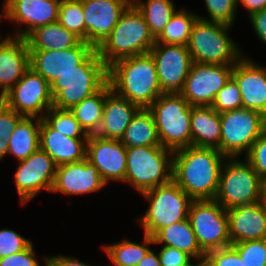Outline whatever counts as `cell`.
Here are the masks:
<instances>
[{
  "mask_svg": "<svg viewBox=\"0 0 266 266\" xmlns=\"http://www.w3.org/2000/svg\"><path fill=\"white\" fill-rule=\"evenodd\" d=\"M57 165L40 147L27 159L18 161L14 183L21 205L34 199L42 190L51 193Z\"/></svg>",
  "mask_w": 266,
  "mask_h": 266,
  "instance_id": "4fadbf2b",
  "label": "cell"
},
{
  "mask_svg": "<svg viewBox=\"0 0 266 266\" xmlns=\"http://www.w3.org/2000/svg\"><path fill=\"white\" fill-rule=\"evenodd\" d=\"M135 7L144 15L150 32L157 38L178 10L173 0H132Z\"/></svg>",
  "mask_w": 266,
  "mask_h": 266,
  "instance_id": "d6a6232c",
  "label": "cell"
},
{
  "mask_svg": "<svg viewBox=\"0 0 266 266\" xmlns=\"http://www.w3.org/2000/svg\"><path fill=\"white\" fill-rule=\"evenodd\" d=\"M212 108L219 114L235 109L243 108L240 89L236 81L231 77L226 85L217 93Z\"/></svg>",
  "mask_w": 266,
  "mask_h": 266,
  "instance_id": "f35d334b",
  "label": "cell"
},
{
  "mask_svg": "<svg viewBox=\"0 0 266 266\" xmlns=\"http://www.w3.org/2000/svg\"><path fill=\"white\" fill-rule=\"evenodd\" d=\"M243 55L232 69V78L241 92L243 108L261 112L266 117V66Z\"/></svg>",
  "mask_w": 266,
  "mask_h": 266,
  "instance_id": "44dd1931",
  "label": "cell"
},
{
  "mask_svg": "<svg viewBox=\"0 0 266 266\" xmlns=\"http://www.w3.org/2000/svg\"><path fill=\"white\" fill-rule=\"evenodd\" d=\"M85 41L97 48L117 25L132 0H81Z\"/></svg>",
  "mask_w": 266,
  "mask_h": 266,
  "instance_id": "ac0fdd59",
  "label": "cell"
},
{
  "mask_svg": "<svg viewBox=\"0 0 266 266\" xmlns=\"http://www.w3.org/2000/svg\"><path fill=\"white\" fill-rule=\"evenodd\" d=\"M25 39L29 50H66L82 41L58 22L35 28Z\"/></svg>",
  "mask_w": 266,
  "mask_h": 266,
  "instance_id": "4316f807",
  "label": "cell"
},
{
  "mask_svg": "<svg viewBox=\"0 0 266 266\" xmlns=\"http://www.w3.org/2000/svg\"><path fill=\"white\" fill-rule=\"evenodd\" d=\"M142 242H132L127 238L113 244H102V250L113 264L108 266H137L151 249L149 246L154 244V239L144 233Z\"/></svg>",
  "mask_w": 266,
  "mask_h": 266,
  "instance_id": "4dcf8cb0",
  "label": "cell"
},
{
  "mask_svg": "<svg viewBox=\"0 0 266 266\" xmlns=\"http://www.w3.org/2000/svg\"><path fill=\"white\" fill-rule=\"evenodd\" d=\"M141 195L149 206L137 220L144 233L152 237L161 228L187 219L193 201L173 180Z\"/></svg>",
  "mask_w": 266,
  "mask_h": 266,
  "instance_id": "9c48e42d",
  "label": "cell"
},
{
  "mask_svg": "<svg viewBox=\"0 0 266 266\" xmlns=\"http://www.w3.org/2000/svg\"><path fill=\"white\" fill-rule=\"evenodd\" d=\"M194 261H196V263L191 261L186 266H207L205 258L194 259Z\"/></svg>",
  "mask_w": 266,
  "mask_h": 266,
  "instance_id": "816d5d0a",
  "label": "cell"
},
{
  "mask_svg": "<svg viewBox=\"0 0 266 266\" xmlns=\"http://www.w3.org/2000/svg\"><path fill=\"white\" fill-rule=\"evenodd\" d=\"M205 260L207 266H245L232 246L206 253Z\"/></svg>",
  "mask_w": 266,
  "mask_h": 266,
  "instance_id": "b9f144b4",
  "label": "cell"
},
{
  "mask_svg": "<svg viewBox=\"0 0 266 266\" xmlns=\"http://www.w3.org/2000/svg\"><path fill=\"white\" fill-rule=\"evenodd\" d=\"M57 22L85 41V20L81 0H62Z\"/></svg>",
  "mask_w": 266,
  "mask_h": 266,
  "instance_id": "d590c367",
  "label": "cell"
},
{
  "mask_svg": "<svg viewBox=\"0 0 266 266\" xmlns=\"http://www.w3.org/2000/svg\"><path fill=\"white\" fill-rule=\"evenodd\" d=\"M8 146H9V141L8 140H0V162L1 160L6 158V155L8 153Z\"/></svg>",
  "mask_w": 266,
  "mask_h": 266,
  "instance_id": "f907efd6",
  "label": "cell"
},
{
  "mask_svg": "<svg viewBox=\"0 0 266 266\" xmlns=\"http://www.w3.org/2000/svg\"><path fill=\"white\" fill-rule=\"evenodd\" d=\"M220 152L227 158L246 155L266 130V117L259 111L240 108L220 113Z\"/></svg>",
  "mask_w": 266,
  "mask_h": 266,
  "instance_id": "30bf717a",
  "label": "cell"
},
{
  "mask_svg": "<svg viewBox=\"0 0 266 266\" xmlns=\"http://www.w3.org/2000/svg\"><path fill=\"white\" fill-rule=\"evenodd\" d=\"M11 1H13V0H3V4H2V11H3V9L11 2Z\"/></svg>",
  "mask_w": 266,
  "mask_h": 266,
  "instance_id": "db71d44e",
  "label": "cell"
},
{
  "mask_svg": "<svg viewBox=\"0 0 266 266\" xmlns=\"http://www.w3.org/2000/svg\"><path fill=\"white\" fill-rule=\"evenodd\" d=\"M30 68V52L27 41L9 35L0 38V98L24 76Z\"/></svg>",
  "mask_w": 266,
  "mask_h": 266,
  "instance_id": "7402d4cb",
  "label": "cell"
},
{
  "mask_svg": "<svg viewBox=\"0 0 266 266\" xmlns=\"http://www.w3.org/2000/svg\"><path fill=\"white\" fill-rule=\"evenodd\" d=\"M120 141L126 148L161 146L154 117L148 108L137 111Z\"/></svg>",
  "mask_w": 266,
  "mask_h": 266,
  "instance_id": "f546056e",
  "label": "cell"
},
{
  "mask_svg": "<svg viewBox=\"0 0 266 266\" xmlns=\"http://www.w3.org/2000/svg\"><path fill=\"white\" fill-rule=\"evenodd\" d=\"M239 4L246 10L247 16L266 8V0H239Z\"/></svg>",
  "mask_w": 266,
  "mask_h": 266,
  "instance_id": "c3c4849f",
  "label": "cell"
},
{
  "mask_svg": "<svg viewBox=\"0 0 266 266\" xmlns=\"http://www.w3.org/2000/svg\"><path fill=\"white\" fill-rule=\"evenodd\" d=\"M106 99V84L93 95L73 106L70 111L88 135H95L101 125Z\"/></svg>",
  "mask_w": 266,
  "mask_h": 266,
  "instance_id": "1f68e13d",
  "label": "cell"
},
{
  "mask_svg": "<svg viewBox=\"0 0 266 266\" xmlns=\"http://www.w3.org/2000/svg\"><path fill=\"white\" fill-rule=\"evenodd\" d=\"M197 18V13H191L189 10L187 11V8L180 7L169 20L161 34L156 38V43L187 46L192 26Z\"/></svg>",
  "mask_w": 266,
  "mask_h": 266,
  "instance_id": "836d02e7",
  "label": "cell"
},
{
  "mask_svg": "<svg viewBox=\"0 0 266 266\" xmlns=\"http://www.w3.org/2000/svg\"><path fill=\"white\" fill-rule=\"evenodd\" d=\"M233 65L193 62L180 94L191 106H212L217 93L232 77Z\"/></svg>",
  "mask_w": 266,
  "mask_h": 266,
  "instance_id": "5bb4252c",
  "label": "cell"
},
{
  "mask_svg": "<svg viewBox=\"0 0 266 266\" xmlns=\"http://www.w3.org/2000/svg\"><path fill=\"white\" fill-rule=\"evenodd\" d=\"M258 39L266 46V8L248 16Z\"/></svg>",
  "mask_w": 266,
  "mask_h": 266,
  "instance_id": "bcb514c9",
  "label": "cell"
},
{
  "mask_svg": "<svg viewBox=\"0 0 266 266\" xmlns=\"http://www.w3.org/2000/svg\"><path fill=\"white\" fill-rule=\"evenodd\" d=\"M23 118V115L9 108L0 98V140H9L10 135Z\"/></svg>",
  "mask_w": 266,
  "mask_h": 266,
  "instance_id": "7bdbcfd3",
  "label": "cell"
},
{
  "mask_svg": "<svg viewBox=\"0 0 266 266\" xmlns=\"http://www.w3.org/2000/svg\"><path fill=\"white\" fill-rule=\"evenodd\" d=\"M226 159L216 148L188 146L175 150L172 180L192 200H212Z\"/></svg>",
  "mask_w": 266,
  "mask_h": 266,
  "instance_id": "6da1fadb",
  "label": "cell"
},
{
  "mask_svg": "<svg viewBox=\"0 0 266 266\" xmlns=\"http://www.w3.org/2000/svg\"><path fill=\"white\" fill-rule=\"evenodd\" d=\"M111 89L140 108H149L163 94L152 56L147 54L116 60L108 66Z\"/></svg>",
  "mask_w": 266,
  "mask_h": 266,
  "instance_id": "7a4b0ae2",
  "label": "cell"
},
{
  "mask_svg": "<svg viewBox=\"0 0 266 266\" xmlns=\"http://www.w3.org/2000/svg\"><path fill=\"white\" fill-rule=\"evenodd\" d=\"M52 129L71 138H88L73 113L68 109L51 107L42 118Z\"/></svg>",
  "mask_w": 266,
  "mask_h": 266,
  "instance_id": "e575fe53",
  "label": "cell"
},
{
  "mask_svg": "<svg viewBox=\"0 0 266 266\" xmlns=\"http://www.w3.org/2000/svg\"><path fill=\"white\" fill-rule=\"evenodd\" d=\"M41 118L24 117L10 135L8 154L16 161L27 159L40 147Z\"/></svg>",
  "mask_w": 266,
  "mask_h": 266,
  "instance_id": "f1b7e54d",
  "label": "cell"
},
{
  "mask_svg": "<svg viewBox=\"0 0 266 266\" xmlns=\"http://www.w3.org/2000/svg\"><path fill=\"white\" fill-rule=\"evenodd\" d=\"M127 148L120 140L104 139L89 135L86 158L99 171L102 180L109 185L111 181L125 183Z\"/></svg>",
  "mask_w": 266,
  "mask_h": 266,
  "instance_id": "d6986e66",
  "label": "cell"
},
{
  "mask_svg": "<svg viewBox=\"0 0 266 266\" xmlns=\"http://www.w3.org/2000/svg\"><path fill=\"white\" fill-rule=\"evenodd\" d=\"M152 56L163 93H180L193 63L185 45L155 43Z\"/></svg>",
  "mask_w": 266,
  "mask_h": 266,
  "instance_id": "9a60e30c",
  "label": "cell"
},
{
  "mask_svg": "<svg viewBox=\"0 0 266 266\" xmlns=\"http://www.w3.org/2000/svg\"><path fill=\"white\" fill-rule=\"evenodd\" d=\"M155 43L144 15L132 3L96 50L109 66L121 58L147 54Z\"/></svg>",
  "mask_w": 266,
  "mask_h": 266,
  "instance_id": "3957f363",
  "label": "cell"
},
{
  "mask_svg": "<svg viewBox=\"0 0 266 266\" xmlns=\"http://www.w3.org/2000/svg\"><path fill=\"white\" fill-rule=\"evenodd\" d=\"M4 19V12L0 13V23L3 22L2 20ZM3 37L1 34H0V38Z\"/></svg>",
  "mask_w": 266,
  "mask_h": 266,
  "instance_id": "11a10c76",
  "label": "cell"
},
{
  "mask_svg": "<svg viewBox=\"0 0 266 266\" xmlns=\"http://www.w3.org/2000/svg\"><path fill=\"white\" fill-rule=\"evenodd\" d=\"M108 82V66L95 50L77 69L61 74L51 84L53 107L70 110Z\"/></svg>",
  "mask_w": 266,
  "mask_h": 266,
  "instance_id": "277c9868",
  "label": "cell"
},
{
  "mask_svg": "<svg viewBox=\"0 0 266 266\" xmlns=\"http://www.w3.org/2000/svg\"><path fill=\"white\" fill-rule=\"evenodd\" d=\"M191 107L180 93H163L148 108L161 146L172 151L192 146Z\"/></svg>",
  "mask_w": 266,
  "mask_h": 266,
  "instance_id": "52a82bcc",
  "label": "cell"
},
{
  "mask_svg": "<svg viewBox=\"0 0 266 266\" xmlns=\"http://www.w3.org/2000/svg\"><path fill=\"white\" fill-rule=\"evenodd\" d=\"M139 109L137 104L117 95L107 82L102 122L95 135L104 139L120 140Z\"/></svg>",
  "mask_w": 266,
  "mask_h": 266,
  "instance_id": "cb8c5ba5",
  "label": "cell"
},
{
  "mask_svg": "<svg viewBox=\"0 0 266 266\" xmlns=\"http://www.w3.org/2000/svg\"><path fill=\"white\" fill-rule=\"evenodd\" d=\"M231 246L239 253L245 266L266 265V239L243 241Z\"/></svg>",
  "mask_w": 266,
  "mask_h": 266,
  "instance_id": "74e56055",
  "label": "cell"
},
{
  "mask_svg": "<svg viewBox=\"0 0 266 266\" xmlns=\"http://www.w3.org/2000/svg\"><path fill=\"white\" fill-rule=\"evenodd\" d=\"M192 146L216 148L220 151V114L212 106L191 107Z\"/></svg>",
  "mask_w": 266,
  "mask_h": 266,
  "instance_id": "484cf974",
  "label": "cell"
},
{
  "mask_svg": "<svg viewBox=\"0 0 266 266\" xmlns=\"http://www.w3.org/2000/svg\"><path fill=\"white\" fill-rule=\"evenodd\" d=\"M37 257L32 242L25 250L1 258L0 266H40Z\"/></svg>",
  "mask_w": 266,
  "mask_h": 266,
  "instance_id": "ee69618b",
  "label": "cell"
},
{
  "mask_svg": "<svg viewBox=\"0 0 266 266\" xmlns=\"http://www.w3.org/2000/svg\"><path fill=\"white\" fill-rule=\"evenodd\" d=\"M95 50L86 41L66 50H29L30 68L51 84L61 74L77 69Z\"/></svg>",
  "mask_w": 266,
  "mask_h": 266,
  "instance_id": "e0dca14e",
  "label": "cell"
},
{
  "mask_svg": "<svg viewBox=\"0 0 266 266\" xmlns=\"http://www.w3.org/2000/svg\"><path fill=\"white\" fill-rule=\"evenodd\" d=\"M62 0H13L4 9V20L15 24L11 36L25 38L35 28L58 21ZM23 25L24 28H23Z\"/></svg>",
  "mask_w": 266,
  "mask_h": 266,
  "instance_id": "2e32d148",
  "label": "cell"
},
{
  "mask_svg": "<svg viewBox=\"0 0 266 266\" xmlns=\"http://www.w3.org/2000/svg\"><path fill=\"white\" fill-rule=\"evenodd\" d=\"M232 26L197 18L187 48L193 62L234 65L244 52L229 35Z\"/></svg>",
  "mask_w": 266,
  "mask_h": 266,
  "instance_id": "5b68a950",
  "label": "cell"
},
{
  "mask_svg": "<svg viewBox=\"0 0 266 266\" xmlns=\"http://www.w3.org/2000/svg\"><path fill=\"white\" fill-rule=\"evenodd\" d=\"M153 239V245L163 244L164 246L177 248L189 254L193 260L205 258V253L197 242L196 235L188 218L161 228L153 236Z\"/></svg>",
  "mask_w": 266,
  "mask_h": 266,
  "instance_id": "83f0119b",
  "label": "cell"
},
{
  "mask_svg": "<svg viewBox=\"0 0 266 266\" xmlns=\"http://www.w3.org/2000/svg\"><path fill=\"white\" fill-rule=\"evenodd\" d=\"M98 169L87 158L78 162L57 166L51 193L65 195H86L104 189Z\"/></svg>",
  "mask_w": 266,
  "mask_h": 266,
  "instance_id": "ffe728a7",
  "label": "cell"
},
{
  "mask_svg": "<svg viewBox=\"0 0 266 266\" xmlns=\"http://www.w3.org/2000/svg\"><path fill=\"white\" fill-rule=\"evenodd\" d=\"M262 201L266 204V180L263 181V199Z\"/></svg>",
  "mask_w": 266,
  "mask_h": 266,
  "instance_id": "f5cc1de1",
  "label": "cell"
},
{
  "mask_svg": "<svg viewBox=\"0 0 266 266\" xmlns=\"http://www.w3.org/2000/svg\"><path fill=\"white\" fill-rule=\"evenodd\" d=\"M5 104L24 117L43 118L53 107L50 83L29 68L24 76L2 97Z\"/></svg>",
  "mask_w": 266,
  "mask_h": 266,
  "instance_id": "7c38bea8",
  "label": "cell"
},
{
  "mask_svg": "<svg viewBox=\"0 0 266 266\" xmlns=\"http://www.w3.org/2000/svg\"><path fill=\"white\" fill-rule=\"evenodd\" d=\"M231 244L266 239V204L236 206L227 210Z\"/></svg>",
  "mask_w": 266,
  "mask_h": 266,
  "instance_id": "603a6c76",
  "label": "cell"
},
{
  "mask_svg": "<svg viewBox=\"0 0 266 266\" xmlns=\"http://www.w3.org/2000/svg\"><path fill=\"white\" fill-rule=\"evenodd\" d=\"M244 157L259 177L263 181L266 180V130L257 138Z\"/></svg>",
  "mask_w": 266,
  "mask_h": 266,
  "instance_id": "60d3db41",
  "label": "cell"
},
{
  "mask_svg": "<svg viewBox=\"0 0 266 266\" xmlns=\"http://www.w3.org/2000/svg\"><path fill=\"white\" fill-rule=\"evenodd\" d=\"M88 138H71L52 129L43 119L40 125V148L57 166L86 158Z\"/></svg>",
  "mask_w": 266,
  "mask_h": 266,
  "instance_id": "d4e9b609",
  "label": "cell"
},
{
  "mask_svg": "<svg viewBox=\"0 0 266 266\" xmlns=\"http://www.w3.org/2000/svg\"><path fill=\"white\" fill-rule=\"evenodd\" d=\"M263 180L252 166L239 157L227 158L221 168L216 200L226 210L261 202Z\"/></svg>",
  "mask_w": 266,
  "mask_h": 266,
  "instance_id": "ba28073f",
  "label": "cell"
},
{
  "mask_svg": "<svg viewBox=\"0 0 266 266\" xmlns=\"http://www.w3.org/2000/svg\"><path fill=\"white\" fill-rule=\"evenodd\" d=\"M125 183L140 195L172 181L173 151L163 146L127 148Z\"/></svg>",
  "mask_w": 266,
  "mask_h": 266,
  "instance_id": "8992f818",
  "label": "cell"
},
{
  "mask_svg": "<svg viewBox=\"0 0 266 266\" xmlns=\"http://www.w3.org/2000/svg\"><path fill=\"white\" fill-rule=\"evenodd\" d=\"M188 219L205 254L231 246L227 210L216 200H193Z\"/></svg>",
  "mask_w": 266,
  "mask_h": 266,
  "instance_id": "8fae6325",
  "label": "cell"
},
{
  "mask_svg": "<svg viewBox=\"0 0 266 266\" xmlns=\"http://www.w3.org/2000/svg\"><path fill=\"white\" fill-rule=\"evenodd\" d=\"M43 261L44 266H94L92 264L80 261L76 257L65 256L62 254L54 256H44Z\"/></svg>",
  "mask_w": 266,
  "mask_h": 266,
  "instance_id": "7dc6e473",
  "label": "cell"
},
{
  "mask_svg": "<svg viewBox=\"0 0 266 266\" xmlns=\"http://www.w3.org/2000/svg\"><path fill=\"white\" fill-rule=\"evenodd\" d=\"M137 266H161L158 254L150 249Z\"/></svg>",
  "mask_w": 266,
  "mask_h": 266,
  "instance_id": "681fc988",
  "label": "cell"
},
{
  "mask_svg": "<svg viewBox=\"0 0 266 266\" xmlns=\"http://www.w3.org/2000/svg\"><path fill=\"white\" fill-rule=\"evenodd\" d=\"M31 243V239L23 237L12 229H0V259L25 250Z\"/></svg>",
  "mask_w": 266,
  "mask_h": 266,
  "instance_id": "ab89813d",
  "label": "cell"
},
{
  "mask_svg": "<svg viewBox=\"0 0 266 266\" xmlns=\"http://www.w3.org/2000/svg\"><path fill=\"white\" fill-rule=\"evenodd\" d=\"M158 252L161 266H186L193 261L189 254L177 248L162 245Z\"/></svg>",
  "mask_w": 266,
  "mask_h": 266,
  "instance_id": "f6af8a7d",
  "label": "cell"
},
{
  "mask_svg": "<svg viewBox=\"0 0 266 266\" xmlns=\"http://www.w3.org/2000/svg\"><path fill=\"white\" fill-rule=\"evenodd\" d=\"M208 17L198 15V18L233 26L237 16L238 2L236 0H204Z\"/></svg>",
  "mask_w": 266,
  "mask_h": 266,
  "instance_id": "8d00e7d4",
  "label": "cell"
}]
</instances>
